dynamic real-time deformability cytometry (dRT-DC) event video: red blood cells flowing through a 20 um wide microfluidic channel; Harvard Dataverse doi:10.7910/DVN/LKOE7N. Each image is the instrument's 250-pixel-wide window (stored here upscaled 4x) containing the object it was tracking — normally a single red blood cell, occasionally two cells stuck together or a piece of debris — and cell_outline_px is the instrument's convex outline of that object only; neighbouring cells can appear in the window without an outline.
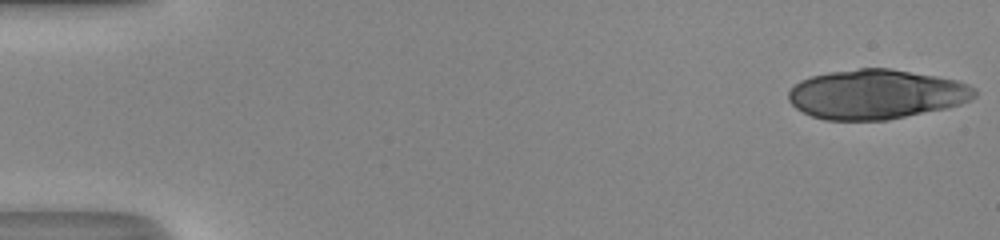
{"species": "human", "species_latin": "Homo sapiens", "temperature_condition": "room temperature", "stored_images_in_passage": 49, "camera_frame_rate_fps": 3000, "um_per_image_px": 0.085, "donor": {"sex": "male"}, "frame": {"image": 1, "passage_image": 1, "time_ms": 0.0, "image_size_px": [1000, 240], "cell_outline_px": [[976, 96], [960, 104], [948, 108], [888, 120], [824, 120], [812, 116], [796, 108], [788, 100], [788, 92], [800, 80], [812, 76], [828, 72], [860, 68], [888, 68], [936, 76], [956, 80], [968, 84], [976, 88]], "centroid_in_image_um": [74.48, 8.02], "position_along_channel_um": 10.5, "area_um2": 53.81}}
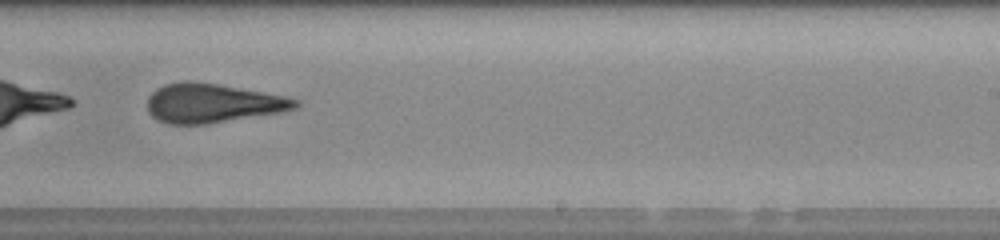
{"frame": {"image": 2, "passage_image": 32, "time_ms": 10.333, "image_size_px": [1000, 240], "cell_outline_px": [[300, 104], [296, 108], [280, 112], [204, 124], [168, 124], [156, 120], [148, 112], [148, 96], [156, 88], [164, 84], [180, 80], [192, 80], [216, 84], [284, 96], [300, 100]], "centroid_in_image_um": [18.0, 8.76], "position_along_channel_um": 271.0, "area_um2": 33.64}}